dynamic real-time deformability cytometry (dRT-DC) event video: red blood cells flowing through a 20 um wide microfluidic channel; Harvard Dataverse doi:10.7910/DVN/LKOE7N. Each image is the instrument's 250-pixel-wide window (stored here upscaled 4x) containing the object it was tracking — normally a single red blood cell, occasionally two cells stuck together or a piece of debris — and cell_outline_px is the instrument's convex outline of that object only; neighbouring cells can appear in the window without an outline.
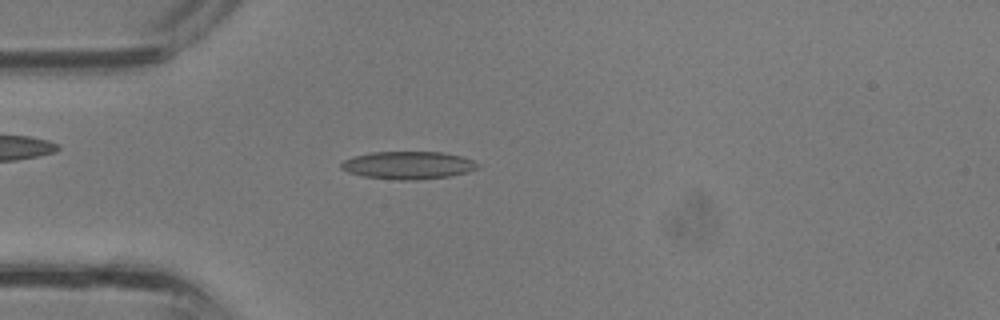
{"species": "common noctule bat (a hibernating species)", "species_latin": "Nyctalus noctula", "temperature_condition": "room temperature", "stored_images_in_passage": 30, "camera_frame_rate_fps": 3000, "um_per_image_px": 0.085, "animal": {"sex": "male", "body_mass_g": 13.3}, "frame": {"image": 1, "passage_image": 4, "time_ms": 1.0, "image_size_px": [1000, 320], "cell_outline_px": [[480, 168], [468, 172], [448, 176], [416, 180], [396, 180], [364, 176], [348, 172], [340, 168], [340, 164], [344, 160], [356, 156], [372, 152], [440, 152], [460, 156], [472, 160], [480, 164]], "centroid_in_image_um": [34.71, 14.05], "position_along_channel_um": 50.3, "area_um2": 21.96}}
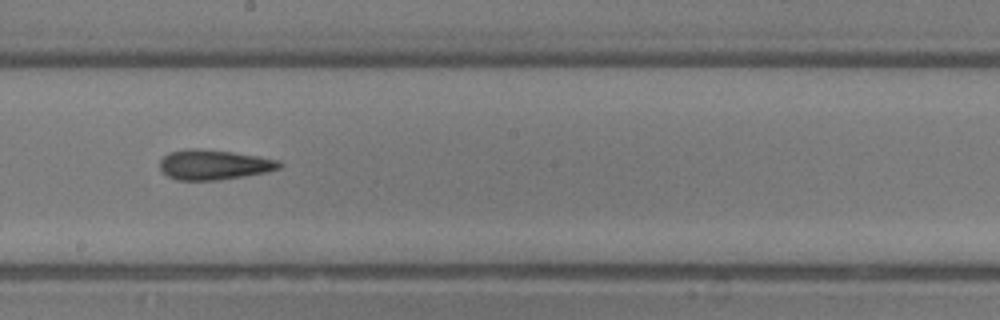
{"frame": {"image": 2, "passage_image": 14, "time_ms": 4.333, "image_size_px": [1000, 320], "cell_outline_px": [[284, 164], [280, 168], [264, 172], [244, 176], [216, 180], [176, 180], [168, 176], [160, 168], [160, 160], [168, 152], [188, 148], [196, 148], [232, 152], [260, 156], [280, 160]], "centroid_in_image_um": [18.19, 13.99], "position_along_channel_um": 230.0, "area_um2": 20.92}}
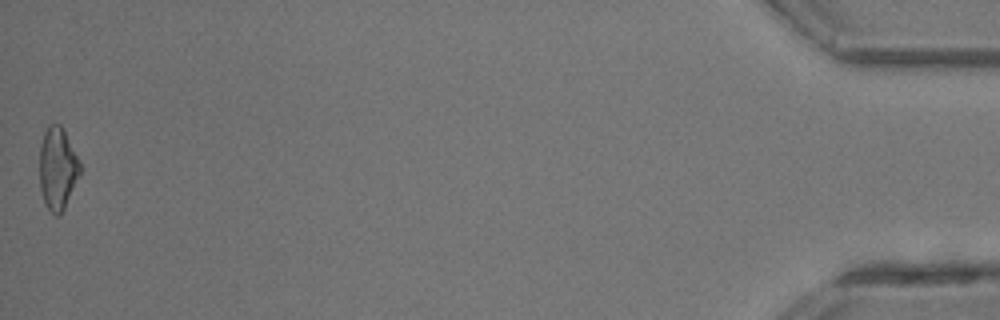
{"frame": {"image": 3, "passage_image": 30, "time_ms": 9.667, "image_size_px": [1000, 320], "cell_outline_px": [[80, 176], [60, 216], [56, 216], [44, 204], [40, 188], [40, 144], [44, 132], [48, 124], [60, 124], [64, 128], [80, 160]], "centroid_in_image_um": [4.9, 14.3], "position_along_channel_um": 430.3, "area_um2": 19.71}}